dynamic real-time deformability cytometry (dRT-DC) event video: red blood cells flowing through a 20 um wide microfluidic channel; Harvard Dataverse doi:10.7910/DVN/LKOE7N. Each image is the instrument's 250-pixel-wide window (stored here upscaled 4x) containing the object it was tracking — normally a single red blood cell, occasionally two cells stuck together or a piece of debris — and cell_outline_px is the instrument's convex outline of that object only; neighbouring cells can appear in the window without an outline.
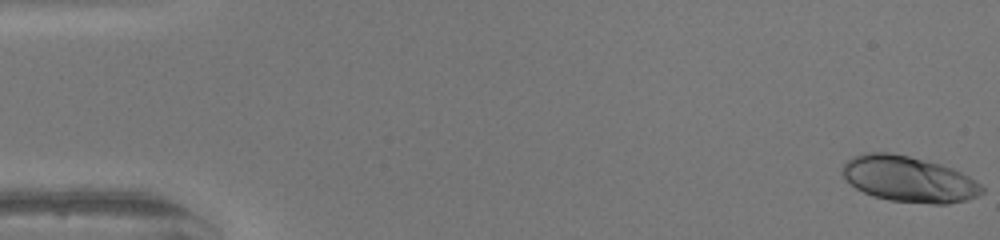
{"species": "human", "species_latin": "Homo sapiens", "temperature_condition": "warm", "stored_images_in_passage": 50, "segment_of_instrument_passage": [1, 2], "camera_frame_rate_fps": 3000, "um_per_image_px": 0.085, "donor": {"sex": "female"}, "frame": {"image": 1, "passage_image": 1, "time_ms": 0.0, "image_size_px": [1000, 240], "cell_outline_px": [[984, 192], [968, 200], [948, 204], [932, 204], [888, 200], [872, 196], [856, 188], [840, 172], [844, 164], [852, 156], [864, 152], [888, 152], [908, 156], [940, 164], [952, 168], [968, 176], [980, 184], [984, 188]], "centroid_in_image_um": [77.24, 15.23], "position_along_channel_um": 7.8, "area_um2": 37.22}}
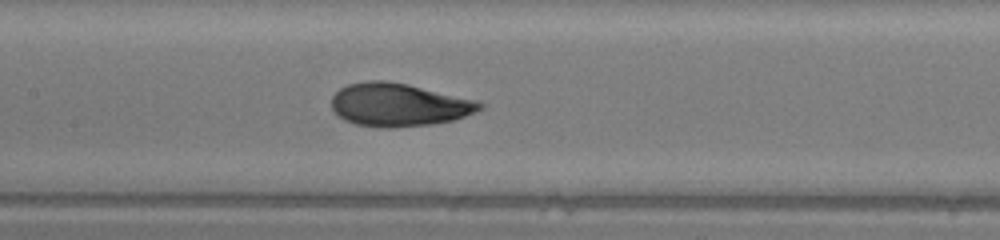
{"frame": {"image": 2, "passage_image": 24, "time_ms": 7.667, "image_size_px": [1000, 240], "cell_outline_px": [[484, 108], [476, 112], [452, 120], [432, 124], [388, 128], [380, 128], [356, 124], [344, 120], [332, 108], [332, 96], [340, 88], [348, 84], [368, 80], [384, 80], [408, 84], [476, 100], [484, 104]], "centroid_in_image_um": [33.89, 8.9], "position_along_channel_um": 173.5, "area_um2": 37.17}}
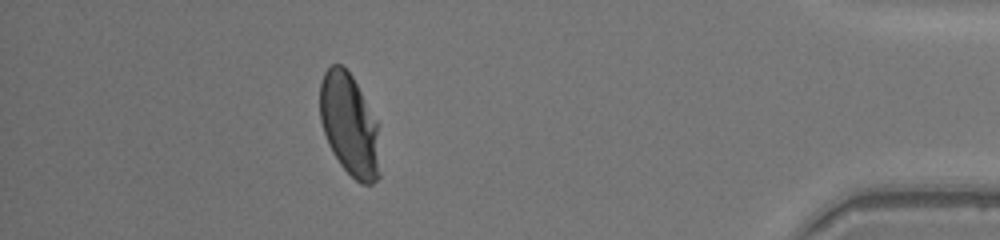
{"frame": {"image": 3, "passage_image": 44, "time_ms": 14.333, "image_size_px": [1000, 240], "cell_outline_px": [[380, 176], [372, 184], [360, 184], [340, 164], [332, 152], [328, 144], [320, 120], [320, 84], [324, 72], [332, 64], [340, 64], [352, 76], [376, 120]], "centroid_in_image_um": [29.68, 10.63], "position_along_channel_um": 405.5, "area_um2": 35.32}}